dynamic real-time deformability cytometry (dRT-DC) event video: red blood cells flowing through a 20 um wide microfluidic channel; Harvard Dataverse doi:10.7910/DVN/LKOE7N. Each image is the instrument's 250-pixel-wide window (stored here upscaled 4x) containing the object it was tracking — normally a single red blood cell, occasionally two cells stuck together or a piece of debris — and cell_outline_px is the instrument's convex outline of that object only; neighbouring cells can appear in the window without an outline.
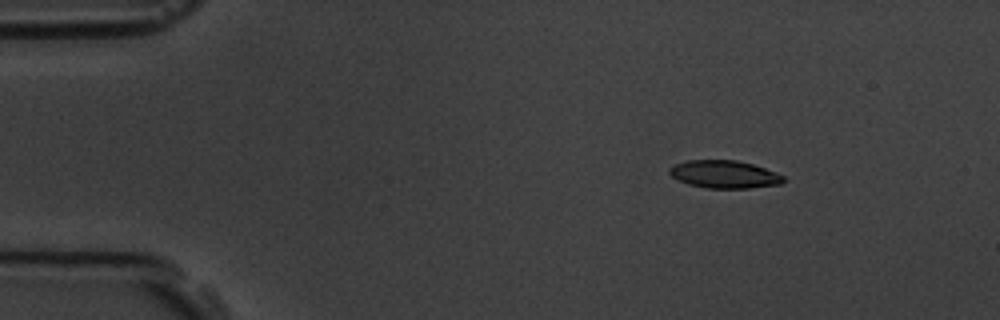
{"species": "common noctule bat (a hibernating species)", "species_latin": "Nyctalus noctula", "temperature_condition": "room temperature", "stored_images_in_passage": 3, "camera_frame_rate_fps": 3000, "um_per_image_px": 0.085, "animal": {"sex": "male", "body_mass_g": 19.5, "forearm_length_mm": 54.6}, "frame": {"image": 1, "passage_image": 1, "time_ms": 0.0, "image_size_px": [1000, 320], "cell_outline_px": [[788, 180], [780, 184], [748, 188], [708, 188], [688, 184], [672, 176], [668, 172], [668, 168], [676, 164], [688, 160], [736, 160], [752, 164], [776, 172], [784, 176]], "centroid_in_image_um": [61.6, 14.82], "position_along_channel_um": 23.4, "area_um2": 18.38}}